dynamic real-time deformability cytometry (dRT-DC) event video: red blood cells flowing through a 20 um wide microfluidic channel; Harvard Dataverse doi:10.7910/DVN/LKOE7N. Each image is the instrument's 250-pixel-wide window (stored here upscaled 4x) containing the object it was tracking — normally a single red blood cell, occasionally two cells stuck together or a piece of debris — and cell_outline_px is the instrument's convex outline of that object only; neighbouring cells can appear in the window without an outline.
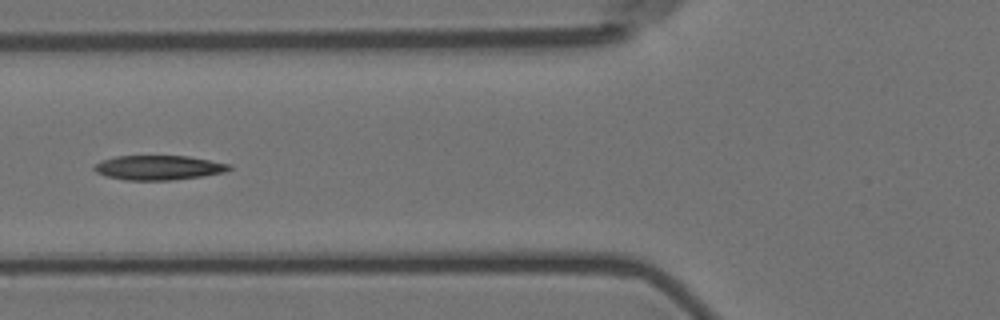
{"species": "Egyptian fruit bat (a non-hibernating species)", "species_latin": "Rousettus aegyptiacus", "temperature_condition": "room temperature", "stored_images_in_passage": 8, "camera_frame_rate_fps": 3000, "um_per_image_px": 0.085, "animal": {"sex": "female"}, "frame": {"image": 1, "passage_image": 6, "time_ms": 6.667, "image_size_px": [1000, 320], "cell_outline_px": [[232, 168], [224, 172], [204, 176], [172, 180], [124, 180], [108, 176], [96, 172], [92, 168], [100, 160], [116, 156], [188, 156], [232, 164]], "centroid_in_image_um": [13.49, 14.25], "position_along_channel_um": 112.3, "area_um2": 19.36}}
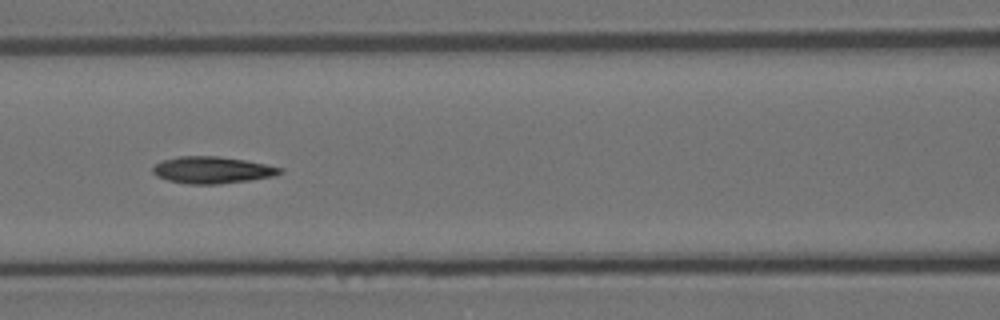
{"frame": {"image": 2, "passage_image": 7, "time_ms": 7.667, "image_size_px": [1000, 320], "cell_outline_px": [[284, 172], [276, 176], [248, 180], [216, 184], [188, 184], [168, 180], [156, 176], [152, 172], [152, 168], [156, 164], [164, 160], [180, 156], [216, 156], [244, 160], [284, 168]], "centroid_in_image_um": [18.06, 14.45], "position_along_channel_um": 148.5, "area_um2": 19.77}}
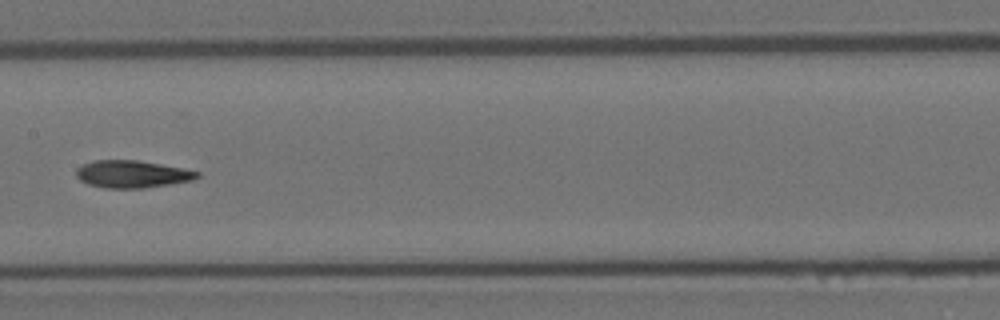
{"frame": {"image": 3, "passage_image": 8, "time_ms": 9.0, "image_size_px": [1000, 320], "cell_outline_px": [[200, 176], [192, 180], [144, 188], [104, 188], [88, 184], [80, 180], [76, 176], [76, 168], [92, 160], [136, 160], [184, 168], [200, 172]], "centroid_in_image_um": [11.21, 14.79], "position_along_channel_um": 196.2, "area_um2": 19.25}}